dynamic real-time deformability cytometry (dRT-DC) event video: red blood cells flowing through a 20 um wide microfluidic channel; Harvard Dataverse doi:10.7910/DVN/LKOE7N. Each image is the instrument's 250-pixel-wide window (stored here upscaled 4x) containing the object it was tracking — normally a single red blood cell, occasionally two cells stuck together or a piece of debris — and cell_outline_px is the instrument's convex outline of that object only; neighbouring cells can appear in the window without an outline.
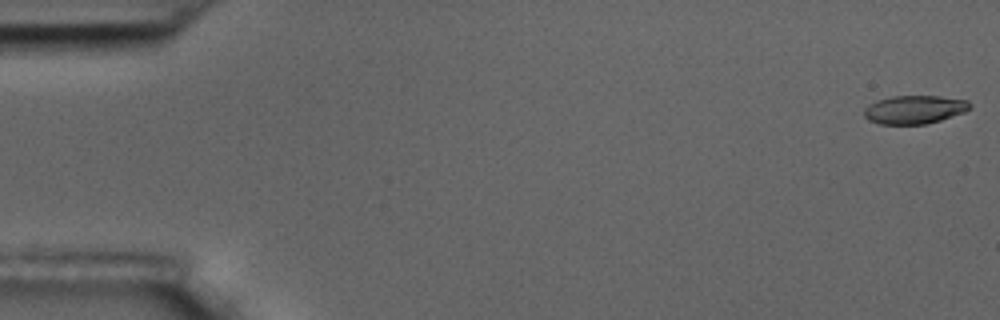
{"species": "common noctule bat (a hibernating species)", "species_latin": "Nyctalus noctula", "temperature_condition": "room temperature", "stored_images_in_passage": 7, "segment_of_instrument_passage": [1, 2], "camera_frame_rate_fps": 3000, "um_per_image_px": 0.085, "animal": {"sex": "male", "body_mass_g": 17.5, "forearm_length_mm": 52.3}, "frame": {"image": 1, "passage_image": 1, "time_ms": 0.0, "image_size_px": [1000, 320], "cell_outline_px": [[972, 108], [964, 112], [940, 120], [924, 124], [880, 124], [868, 120], [864, 116], [864, 108], [868, 104], [876, 100], [892, 96], [940, 96], [968, 100], [972, 104]], "centroid_in_image_um": [77.73, 9.3], "position_along_channel_um": 7.3, "area_um2": 17.63}}